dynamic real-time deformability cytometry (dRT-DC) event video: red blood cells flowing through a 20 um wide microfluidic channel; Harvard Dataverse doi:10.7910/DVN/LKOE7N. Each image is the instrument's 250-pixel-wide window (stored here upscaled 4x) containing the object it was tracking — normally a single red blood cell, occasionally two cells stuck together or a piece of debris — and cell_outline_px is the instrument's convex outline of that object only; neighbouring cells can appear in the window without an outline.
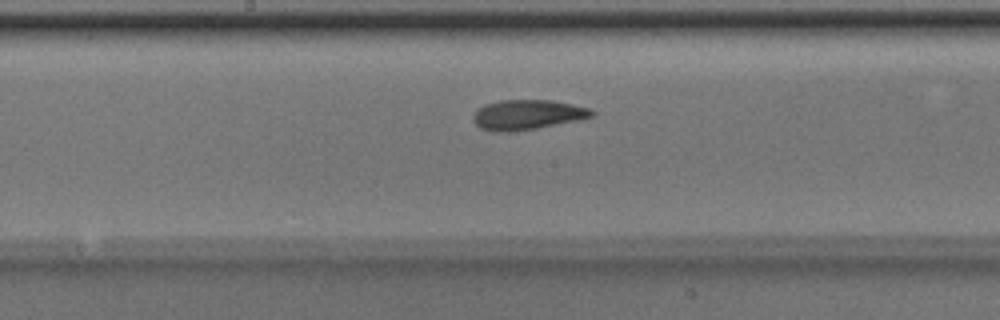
{"species": "Egyptian fruit bat (a non-hibernating species)", "species_latin": "Rousettus aegyptiacus", "temperature_condition": "room temperature", "stored_images_in_passage": 40, "camera_frame_rate_fps": 3000, "um_per_image_px": 0.085, "animal": {"sex": "male"}, "frame": {"image": 1, "passage_image": 16, "time_ms": 5.0, "image_size_px": [1000, 320], "cell_outline_px": [[596, 112], [592, 116], [576, 120], [536, 128], [504, 132], [492, 132], [480, 128], [472, 120], [472, 116], [476, 108], [484, 104], [500, 100], [548, 100], [572, 104], [592, 108]], "centroid_in_image_um": [44.77, 9.74], "position_along_channel_um": 203.4, "area_um2": 20.69}}
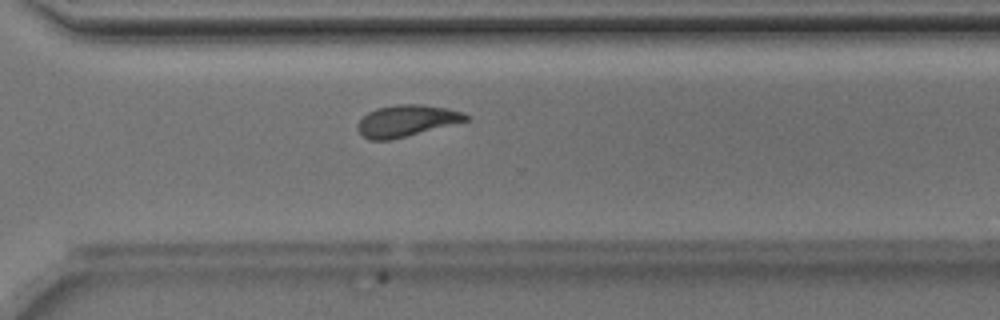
{"frame": {"image": 2, "passage_image": 26, "time_ms": 8.333, "image_size_px": [1000, 320], "cell_outline_px": [[468, 120], [392, 140], [368, 140], [356, 128], [356, 124], [368, 112], [376, 108], [396, 104], [420, 104], [444, 108], [464, 112], [468, 116]], "centroid_in_image_um": [34.51, 10.27], "position_along_channel_um": 336.1, "area_um2": 19.77}}
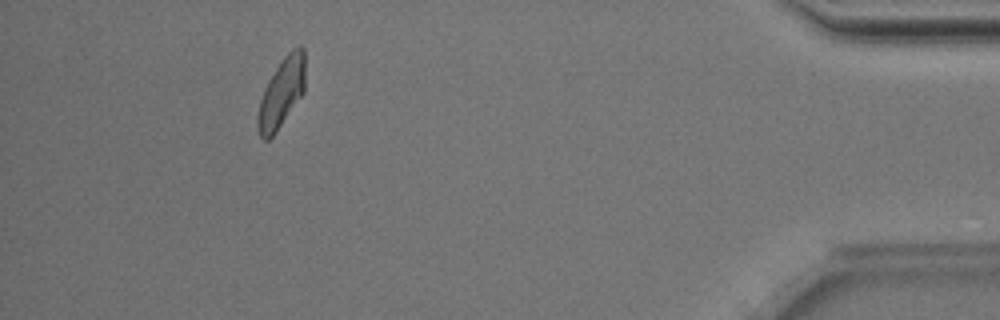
{"frame": {"image": 3, "passage_image": 36, "time_ms": 11.667, "image_size_px": [1000, 320], "cell_outline_px": [[304, 92], [276, 132], [268, 140], [264, 140], [260, 136], [256, 128], [256, 120], [260, 100], [264, 88], [268, 80], [284, 56], [292, 48], [300, 44], [304, 48]], "centroid_in_image_um": [23.91, 7.89], "position_along_channel_um": 411.3, "area_um2": 19.19}, "authors_computed_cell_mechanics": {"area_um2": 19.7965, "velocity_mm_per_s": 3.9953, "shape_relaxation_time_tau1_ms": 3.4552, "shape_relaxation_time_tau2_ms": 1.8015, "deformation_change_tau1": 0.1444, "deformation_change_tau2": 0.0879}}